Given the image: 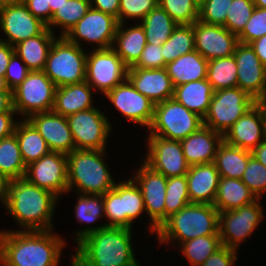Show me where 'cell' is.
Here are the masks:
<instances>
[{
	"mask_svg": "<svg viewBox=\"0 0 266 266\" xmlns=\"http://www.w3.org/2000/svg\"><path fill=\"white\" fill-rule=\"evenodd\" d=\"M65 243L54 230H0V259L8 266H59Z\"/></svg>",
	"mask_w": 266,
	"mask_h": 266,
	"instance_id": "cell-1",
	"label": "cell"
},
{
	"mask_svg": "<svg viewBox=\"0 0 266 266\" xmlns=\"http://www.w3.org/2000/svg\"><path fill=\"white\" fill-rule=\"evenodd\" d=\"M132 230L106 227L91 233L70 254L71 266H141L135 258Z\"/></svg>",
	"mask_w": 266,
	"mask_h": 266,
	"instance_id": "cell-2",
	"label": "cell"
},
{
	"mask_svg": "<svg viewBox=\"0 0 266 266\" xmlns=\"http://www.w3.org/2000/svg\"><path fill=\"white\" fill-rule=\"evenodd\" d=\"M58 200L52 192L21 178L10 180L5 208L20 226L19 231L53 230Z\"/></svg>",
	"mask_w": 266,
	"mask_h": 266,
	"instance_id": "cell-3",
	"label": "cell"
},
{
	"mask_svg": "<svg viewBox=\"0 0 266 266\" xmlns=\"http://www.w3.org/2000/svg\"><path fill=\"white\" fill-rule=\"evenodd\" d=\"M218 222L219 211L213 204L190 203L160 226L157 240L160 245L172 242L179 245L200 236L219 235Z\"/></svg>",
	"mask_w": 266,
	"mask_h": 266,
	"instance_id": "cell-4",
	"label": "cell"
},
{
	"mask_svg": "<svg viewBox=\"0 0 266 266\" xmlns=\"http://www.w3.org/2000/svg\"><path fill=\"white\" fill-rule=\"evenodd\" d=\"M105 153L106 149H75L67 154V193L75 190L81 194L103 195L114 188L116 182L104 161Z\"/></svg>",
	"mask_w": 266,
	"mask_h": 266,
	"instance_id": "cell-5",
	"label": "cell"
},
{
	"mask_svg": "<svg viewBox=\"0 0 266 266\" xmlns=\"http://www.w3.org/2000/svg\"><path fill=\"white\" fill-rule=\"evenodd\" d=\"M86 57L84 47L57 36L43 71L56 87L80 83L85 81Z\"/></svg>",
	"mask_w": 266,
	"mask_h": 266,
	"instance_id": "cell-6",
	"label": "cell"
},
{
	"mask_svg": "<svg viewBox=\"0 0 266 266\" xmlns=\"http://www.w3.org/2000/svg\"><path fill=\"white\" fill-rule=\"evenodd\" d=\"M102 196L107 227L132 229L134 221L146 211L141 189L132 178L115 183Z\"/></svg>",
	"mask_w": 266,
	"mask_h": 266,
	"instance_id": "cell-7",
	"label": "cell"
},
{
	"mask_svg": "<svg viewBox=\"0 0 266 266\" xmlns=\"http://www.w3.org/2000/svg\"><path fill=\"white\" fill-rule=\"evenodd\" d=\"M201 126L203 118L171 98L155 104L154 118L148 135L181 141Z\"/></svg>",
	"mask_w": 266,
	"mask_h": 266,
	"instance_id": "cell-8",
	"label": "cell"
},
{
	"mask_svg": "<svg viewBox=\"0 0 266 266\" xmlns=\"http://www.w3.org/2000/svg\"><path fill=\"white\" fill-rule=\"evenodd\" d=\"M257 104L239 87L214 91L203 125L224 135L227 130Z\"/></svg>",
	"mask_w": 266,
	"mask_h": 266,
	"instance_id": "cell-9",
	"label": "cell"
},
{
	"mask_svg": "<svg viewBox=\"0 0 266 266\" xmlns=\"http://www.w3.org/2000/svg\"><path fill=\"white\" fill-rule=\"evenodd\" d=\"M56 86L44 71H30L12 90L13 109L28 119L31 115L52 111Z\"/></svg>",
	"mask_w": 266,
	"mask_h": 266,
	"instance_id": "cell-10",
	"label": "cell"
},
{
	"mask_svg": "<svg viewBox=\"0 0 266 266\" xmlns=\"http://www.w3.org/2000/svg\"><path fill=\"white\" fill-rule=\"evenodd\" d=\"M260 199L242 207L219 212L218 232L223 246L238 250L264 219Z\"/></svg>",
	"mask_w": 266,
	"mask_h": 266,
	"instance_id": "cell-11",
	"label": "cell"
},
{
	"mask_svg": "<svg viewBox=\"0 0 266 266\" xmlns=\"http://www.w3.org/2000/svg\"><path fill=\"white\" fill-rule=\"evenodd\" d=\"M128 67L112 49H92L87 52L85 81L105 95L127 79Z\"/></svg>",
	"mask_w": 266,
	"mask_h": 266,
	"instance_id": "cell-12",
	"label": "cell"
},
{
	"mask_svg": "<svg viewBox=\"0 0 266 266\" xmlns=\"http://www.w3.org/2000/svg\"><path fill=\"white\" fill-rule=\"evenodd\" d=\"M75 149L105 150L112 126L97 107L66 117Z\"/></svg>",
	"mask_w": 266,
	"mask_h": 266,
	"instance_id": "cell-13",
	"label": "cell"
},
{
	"mask_svg": "<svg viewBox=\"0 0 266 266\" xmlns=\"http://www.w3.org/2000/svg\"><path fill=\"white\" fill-rule=\"evenodd\" d=\"M140 168L135 171L132 179L141 189L145 210L150 218L149 232L152 235L165 222V198L167 177L154 171L144 162H141Z\"/></svg>",
	"mask_w": 266,
	"mask_h": 266,
	"instance_id": "cell-14",
	"label": "cell"
},
{
	"mask_svg": "<svg viewBox=\"0 0 266 266\" xmlns=\"http://www.w3.org/2000/svg\"><path fill=\"white\" fill-rule=\"evenodd\" d=\"M118 24L114 16L90 8L65 37L80 47L81 39L97 45L92 49H108L112 47Z\"/></svg>",
	"mask_w": 266,
	"mask_h": 266,
	"instance_id": "cell-15",
	"label": "cell"
},
{
	"mask_svg": "<svg viewBox=\"0 0 266 266\" xmlns=\"http://www.w3.org/2000/svg\"><path fill=\"white\" fill-rule=\"evenodd\" d=\"M24 178L29 183L52 192L60 199L68 190L67 155L50 151L26 166Z\"/></svg>",
	"mask_w": 266,
	"mask_h": 266,
	"instance_id": "cell-16",
	"label": "cell"
},
{
	"mask_svg": "<svg viewBox=\"0 0 266 266\" xmlns=\"http://www.w3.org/2000/svg\"><path fill=\"white\" fill-rule=\"evenodd\" d=\"M147 154L144 163L165 177L183 176L190 165L184 157L180 140H169L159 136L148 135Z\"/></svg>",
	"mask_w": 266,
	"mask_h": 266,
	"instance_id": "cell-17",
	"label": "cell"
},
{
	"mask_svg": "<svg viewBox=\"0 0 266 266\" xmlns=\"http://www.w3.org/2000/svg\"><path fill=\"white\" fill-rule=\"evenodd\" d=\"M46 24L27 9L22 1L0 6V29L7 39L0 38L11 46L39 35Z\"/></svg>",
	"mask_w": 266,
	"mask_h": 266,
	"instance_id": "cell-18",
	"label": "cell"
},
{
	"mask_svg": "<svg viewBox=\"0 0 266 266\" xmlns=\"http://www.w3.org/2000/svg\"><path fill=\"white\" fill-rule=\"evenodd\" d=\"M104 96L127 120L149 129L154 118L155 103L137 91L127 79Z\"/></svg>",
	"mask_w": 266,
	"mask_h": 266,
	"instance_id": "cell-19",
	"label": "cell"
},
{
	"mask_svg": "<svg viewBox=\"0 0 266 266\" xmlns=\"http://www.w3.org/2000/svg\"><path fill=\"white\" fill-rule=\"evenodd\" d=\"M233 55L237 64V87L256 101L266 98V67L250 44L239 42Z\"/></svg>",
	"mask_w": 266,
	"mask_h": 266,
	"instance_id": "cell-20",
	"label": "cell"
},
{
	"mask_svg": "<svg viewBox=\"0 0 266 266\" xmlns=\"http://www.w3.org/2000/svg\"><path fill=\"white\" fill-rule=\"evenodd\" d=\"M193 25L195 50L206 60L232 56L239 43L238 36L224 26L197 20Z\"/></svg>",
	"mask_w": 266,
	"mask_h": 266,
	"instance_id": "cell-21",
	"label": "cell"
},
{
	"mask_svg": "<svg viewBox=\"0 0 266 266\" xmlns=\"http://www.w3.org/2000/svg\"><path fill=\"white\" fill-rule=\"evenodd\" d=\"M28 120L46 141L50 151L69 154L75 150L67 118L53 111L36 113Z\"/></svg>",
	"mask_w": 266,
	"mask_h": 266,
	"instance_id": "cell-22",
	"label": "cell"
},
{
	"mask_svg": "<svg viewBox=\"0 0 266 266\" xmlns=\"http://www.w3.org/2000/svg\"><path fill=\"white\" fill-rule=\"evenodd\" d=\"M127 80L155 104L173 98L175 87L166 68H128Z\"/></svg>",
	"mask_w": 266,
	"mask_h": 266,
	"instance_id": "cell-23",
	"label": "cell"
},
{
	"mask_svg": "<svg viewBox=\"0 0 266 266\" xmlns=\"http://www.w3.org/2000/svg\"><path fill=\"white\" fill-rule=\"evenodd\" d=\"M263 140H265L264 117L258 104L241 116L223 135V141L230 146L249 151Z\"/></svg>",
	"mask_w": 266,
	"mask_h": 266,
	"instance_id": "cell-24",
	"label": "cell"
},
{
	"mask_svg": "<svg viewBox=\"0 0 266 266\" xmlns=\"http://www.w3.org/2000/svg\"><path fill=\"white\" fill-rule=\"evenodd\" d=\"M186 180L191 203L214 204L220 180L214 162L190 166Z\"/></svg>",
	"mask_w": 266,
	"mask_h": 266,
	"instance_id": "cell-25",
	"label": "cell"
},
{
	"mask_svg": "<svg viewBox=\"0 0 266 266\" xmlns=\"http://www.w3.org/2000/svg\"><path fill=\"white\" fill-rule=\"evenodd\" d=\"M223 135L205 125L180 141L187 163L192 165L212 163Z\"/></svg>",
	"mask_w": 266,
	"mask_h": 266,
	"instance_id": "cell-26",
	"label": "cell"
},
{
	"mask_svg": "<svg viewBox=\"0 0 266 266\" xmlns=\"http://www.w3.org/2000/svg\"><path fill=\"white\" fill-rule=\"evenodd\" d=\"M92 89L86 81L56 87L52 111L67 117L77 112L94 108Z\"/></svg>",
	"mask_w": 266,
	"mask_h": 266,
	"instance_id": "cell-27",
	"label": "cell"
},
{
	"mask_svg": "<svg viewBox=\"0 0 266 266\" xmlns=\"http://www.w3.org/2000/svg\"><path fill=\"white\" fill-rule=\"evenodd\" d=\"M134 25L129 28L125 23H119L111 47L128 68L138 61L147 43L142 25Z\"/></svg>",
	"mask_w": 266,
	"mask_h": 266,
	"instance_id": "cell-28",
	"label": "cell"
},
{
	"mask_svg": "<svg viewBox=\"0 0 266 266\" xmlns=\"http://www.w3.org/2000/svg\"><path fill=\"white\" fill-rule=\"evenodd\" d=\"M56 37V34L46 27L39 35L14 45V51L30 71H42Z\"/></svg>",
	"mask_w": 266,
	"mask_h": 266,
	"instance_id": "cell-29",
	"label": "cell"
},
{
	"mask_svg": "<svg viewBox=\"0 0 266 266\" xmlns=\"http://www.w3.org/2000/svg\"><path fill=\"white\" fill-rule=\"evenodd\" d=\"M167 74L174 87L201 79H206L208 60L193 50L166 64Z\"/></svg>",
	"mask_w": 266,
	"mask_h": 266,
	"instance_id": "cell-30",
	"label": "cell"
},
{
	"mask_svg": "<svg viewBox=\"0 0 266 266\" xmlns=\"http://www.w3.org/2000/svg\"><path fill=\"white\" fill-rule=\"evenodd\" d=\"M213 93L208 80L201 79L176 86L173 98L188 110L204 118L208 112Z\"/></svg>",
	"mask_w": 266,
	"mask_h": 266,
	"instance_id": "cell-31",
	"label": "cell"
},
{
	"mask_svg": "<svg viewBox=\"0 0 266 266\" xmlns=\"http://www.w3.org/2000/svg\"><path fill=\"white\" fill-rule=\"evenodd\" d=\"M76 196L77 203L74 207L76 220L77 222L82 224H90V226L88 227L86 226L85 228L77 230L74 239L76 241V244H78L91 233L106 228L107 226L106 224L91 226V223H95L97 220L99 221L100 218L105 217L102 195L77 193Z\"/></svg>",
	"mask_w": 266,
	"mask_h": 266,
	"instance_id": "cell-32",
	"label": "cell"
},
{
	"mask_svg": "<svg viewBox=\"0 0 266 266\" xmlns=\"http://www.w3.org/2000/svg\"><path fill=\"white\" fill-rule=\"evenodd\" d=\"M257 199L241 179L220 177L213 205L219 212H222L242 207Z\"/></svg>",
	"mask_w": 266,
	"mask_h": 266,
	"instance_id": "cell-33",
	"label": "cell"
},
{
	"mask_svg": "<svg viewBox=\"0 0 266 266\" xmlns=\"http://www.w3.org/2000/svg\"><path fill=\"white\" fill-rule=\"evenodd\" d=\"M14 134L18 140L21 156L26 166L50 152L46 141L28 119H21V122L18 120Z\"/></svg>",
	"mask_w": 266,
	"mask_h": 266,
	"instance_id": "cell-34",
	"label": "cell"
},
{
	"mask_svg": "<svg viewBox=\"0 0 266 266\" xmlns=\"http://www.w3.org/2000/svg\"><path fill=\"white\" fill-rule=\"evenodd\" d=\"M251 156V151L232 147L223 141L217 149L214 163L220 177L242 179Z\"/></svg>",
	"mask_w": 266,
	"mask_h": 266,
	"instance_id": "cell-35",
	"label": "cell"
},
{
	"mask_svg": "<svg viewBox=\"0 0 266 266\" xmlns=\"http://www.w3.org/2000/svg\"><path fill=\"white\" fill-rule=\"evenodd\" d=\"M140 24L145 32L146 42L159 46L169 39L178 25L159 5L147 14Z\"/></svg>",
	"mask_w": 266,
	"mask_h": 266,
	"instance_id": "cell-36",
	"label": "cell"
},
{
	"mask_svg": "<svg viewBox=\"0 0 266 266\" xmlns=\"http://www.w3.org/2000/svg\"><path fill=\"white\" fill-rule=\"evenodd\" d=\"M0 172L10 180L24 178L26 165L14 133L0 140Z\"/></svg>",
	"mask_w": 266,
	"mask_h": 266,
	"instance_id": "cell-37",
	"label": "cell"
},
{
	"mask_svg": "<svg viewBox=\"0 0 266 266\" xmlns=\"http://www.w3.org/2000/svg\"><path fill=\"white\" fill-rule=\"evenodd\" d=\"M90 8V0H66L53 14L46 27L56 33L53 27L58 26L61 29L59 36H65Z\"/></svg>",
	"mask_w": 266,
	"mask_h": 266,
	"instance_id": "cell-38",
	"label": "cell"
},
{
	"mask_svg": "<svg viewBox=\"0 0 266 266\" xmlns=\"http://www.w3.org/2000/svg\"><path fill=\"white\" fill-rule=\"evenodd\" d=\"M206 79L213 91L237 87V64L234 55L208 60Z\"/></svg>",
	"mask_w": 266,
	"mask_h": 266,
	"instance_id": "cell-39",
	"label": "cell"
},
{
	"mask_svg": "<svg viewBox=\"0 0 266 266\" xmlns=\"http://www.w3.org/2000/svg\"><path fill=\"white\" fill-rule=\"evenodd\" d=\"M178 246H181V253L191 266H200L223 245L219 235H207L180 243Z\"/></svg>",
	"mask_w": 266,
	"mask_h": 266,
	"instance_id": "cell-40",
	"label": "cell"
},
{
	"mask_svg": "<svg viewBox=\"0 0 266 266\" xmlns=\"http://www.w3.org/2000/svg\"><path fill=\"white\" fill-rule=\"evenodd\" d=\"M195 50L193 25H177L169 39L162 45V55L167 64L181 55Z\"/></svg>",
	"mask_w": 266,
	"mask_h": 266,
	"instance_id": "cell-41",
	"label": "cell"
},
{
	"mask_svg": "<svg viewBox=\"0 0 266 266\" xmlns=\"http://www.w3.org/2000/svg\"><path fill=\"white\" fill-rule=\"evenodd\" d=\"M186 175L167 178L165 221L174 213L190 204Z\"/></svg>",
	"mask_w": 266,
	"mask_h": 266,
	"instance_id": "cell-42",
	"label": "cell"
},
{
	"mask_svg": "<svg viewBox=\"0 0 266 266\" xmlns=\"http://www.w3.org/2000/svg\"><path fill=\"white\" fill-rule=\"evenodd\" d=\"M178 25H191L199 19V7L194 0H158Z\"/></svg>",
	"mask_w": 266,
	"mask_h": 266,
	"instance_id": "cell-43",
	"label": "cell"
},
{
	"mask_svg": "<svg viewBox=\"0 0 266 266\" xmlns=\"http://www.w3.org/2000/svg\"><path fill=\"white\" fill-rule=\"evenodd\" d=\"M254 9L253 0H233L228 9L224 27L238 36L243 31Z\"/></svg>",
	"mask_w": 266,
	"mask_h": 266,
	"instance_id": "cell-44",
	"label": "cell"
},
{
	"mask_svg": "<svg viewBox=\"0 0 266 266\" xmlns=\"http://www.w3.org/2000/svg\"><path fill=\"white\" fill-rule=\"evenodd\" d=\"M242 182L261 199L266 193V167L251 156L242 176Z\"/></svg>",
	"mask_w": 266,
	"mask_h": 266,
	"instance_id": "cell-45",
	"label": "cell"
},
{
	"mask_svg": "<svg viewBox=\"0 0 266 266\" xmlns=\"http://www.w3.org/2000/svg\"><path fill=\"white\" fill-rule=\"evenodd\" d=\"M157 6L158 0H120L118 23L127 24V19H135L137 22H141Z\"/></svg>",
	"mask_w": 266,
	"mask_h": 266,
	"instance_id": "cell-46",
	"label": "cell"
},
{
	"mask_svg": "<svg viewBox=\"0 0 266 266\" xmlns=\"http://www.w3.org/2000/svg\"><path fill=\"white\" fill-rule=\"evenodd\" d=\"M233 0H206L199 7V19L210 25L224 26L227 12Z\"/></svg>",
	"mask_w": 266,
	"mask_h": 266,
	"instance_id": "cell-47",
	"label": "cell"
},
{
	"mask_svg": "<svg viewBox=\"0 0 266 266\" xmlns=\"http://www.w3.org/2000/svg\"><path fill=\"white\" fill-rule=\"evenodd\" d=\"M266 35V9L255 7L243 31L238 35L240 43L251 42Z\"/></svg>",
	"mask_w": 266,
	"mask_h": 266,
	"instance_id": "cell-48",
	"label": "cell"
},
{
	"mask_svg": "<svg viewBox=\"0 0 266 266\" xmlns=\"http://www.w3.org/2000/svg\"><path fill=\"white\" fill-rule=\"evenodd\" d=\"M162 46L146 43L140 58L130 68L159 69L165 68Z\"/></svg>",
	"mask_w": 266,
	"mask_h": 266,
	"instance_id": "cell-49",
	"label": "cell"
},
{
	"mask_svg": "<svg viewBox=\"0 0 266 266\" xmlns=\"http://www.w3.org/2000/svg\"><path fill=\"white\" fill-rule=\"evenodd\" d=\"M29 72L30 70L27 65L16 53H14L9 61L5 74L6 83L10 90L12 91L20 85Z\"/></svg>",
	"mask_w": 266,
	"mask_h": 266,
	"instance_id": "cell-50",
	"label": "cell"
},
{
	"mask_svg": "<svg viewBox=\"0 0 266 266\" xmlns=\"http://www.w3.org/2000/svg\"><path fill=\"white\" fill-rule=\"evenodd\" d=\"M237 253L234 249L222 246L200 266H233L238 259Z\"/></svg>",
	"mask_w": 266,
	"mask_h": 266,
	"instance_id": "cell-51",
	"label": "cell"
},
{
	"mask_svg": "<svg viewBox=\"0 0 266 266\" xmlns=\"http://www.w3.org/2000/svg\"><path fill=\"white\" fill-rule=\"evenodd\" d=\"M33 16L39 18L46 25L51 20L50 0H21Z\"/></svg>",
	"mask_w": 266,
	"mask_h": 266,
	"instance_id": "cell-52",
	"label": "cell"
},
{
	"mask_svg": "<svg viewBox=\"0 0 266 266\" xmlns=\"http://www.w3.org/2000/svg\"><path fill=\"white\" fill-rule=\"evenodd\" d=\"M15 115L16 112H0V140L14 133L18 122L17 119H14Z\"/></svg>",
	"mask_w": 266,
	"mask_h": 266,
	"instance_id": "cell-53",
	"label": "cell"
},
{
	"mask_svg": "<svg viewBox=\"0 0 266 266\" xmlns=\"http://www.w3.org/2000/svg\"><path fill=\"white\" fill-rule=\"evenodd\" d=\"M90 5L91 8L110 14L118 20L120 0H90Z\"/></svg>",
	"mask_w": 266,
	"mask_h": 266,
	"instance_id": "cell-54",
	"label": "cell"
},
{
	"mask_svg": "<svg viewBox=\"0 0 266 266\" xmlns=\"http://www.w3.org/2000/svg\"><path fill=\"white\" fill-rule=\"evenodd\" d=\"M14 53V46L0 41V76H5L7 66Z\"/></svg>",
	"mask_w": 266,
	"mask_h": 266,
	"instance_id": "cell-55",
	"label": "cell"
},
{
	"mask_svg": "<svg viewBox=\"0 0 266 266\" xmlns=\"http://www.w3.org/2000/svg\"><path fill=\"white\" fill-rule=\"evenodd\" d=\"M250 46L253 48L261 63L266 67V35L251 42Z\"/></svg>",
	"mask_w": 266,
	"mask_h": 266,
	"instance_id": "cell-56",
	"label": "cell"
},
{
	"mask_svg": "<svg viewBox=\"0 0 266 266\" xmlns=\"http://www.w3.org/2000/svg\"><path fill=\"white\" fill-rule=\"evenodd\" d=\"M0 112H16L13 109L12 91H0Z\"/></svg>",
	"mask_w": 266,
	"mask_h": 266,
	"instance_id": "cell-57",
	"label": "cell"
},
{
	"mask_svg": "<svg viewBox=\"0 0 266 266\" xmlns=\"http://www.w3.org/2000/svg\"><path fill=\"white\" fill-rule=\"evenodd\" d=\"M252 156L266 167V140L261 141L252 151Z\"/></svg>",
	"mask_w": 266,
	"mask_h": 266,
	"instance_id": "cell-58",
	"label": "cell"
},
{
	"mask_svg": "<svg viewBox=\"0 0 266 266\" xmlns=\"http://www.w3.org/2000/svg\"><path fill=\"white\" fill-rule=\"evenodd\" d=\"M10 179L0 172V202L5 207Z\"/></svg>",
	"mask_w": 266,
	"mask_h": 266,
	"instance_id": "cell-59",
	"label": "cell"
},
{
	"mask_svg": "<svg viewBox=\"0 0 266 266\" xmlns=\"http://www.w3.org/2000/svg\"><path fill=\"white\" fill-rule=\"evenodd\" d=\"M66 0H50L51 18Z\"/></svg>",
	"mask_w": 266,
	"mask_h": 266,
	"instance_id": "cell-60",
	"label": "cell"
},
{
	"mask_svg": "<svg viewBox=\"0 0 266 266\" xmlns=\"http://www.w3.org/2000/svg\"><path fill=\"white\" fill-rule=\"evenodd\" d=\"M257 104L262 109V114H263V117H264L265 140H266V98L258 100Z\"/></svg>",
	"mask_w": 266,
	"mask_h": 266,
	"instance_id": "cell-61",
	"label": "cell"
},
{
	"mask_svg": "<svg viewBox=\"0 0 266 266\" xmlns=\"http://www.w3.org/2000/svg\"><path fill=\"white\" fill-rule=\"evenodd\" d=\"M0 91H11L6 83L5 76H0Z\"/></svg>",
	"mask_w": 266,
	"mask_h": 266,
	"instance_id": "cell-62",
	"label": "cell"
},
{
	"mask_svg": "<svg viewBox=\"0 0 266 266\" xmlns=\"http://www.w3.org/2000/svg\"><path fill=\"white\" fill-rule=\"evenodd\" d=\"M255 7L266 9V0H253Z\"/></svg>",
	"mask_w": 266,
	"mask_h": 266,
	"instance_id": "cell-63",
	"label": "cell"
},
{
	"mask_svg": "<svg viewBox=\"0 0 266 266\" xmlns=\"http://www.w3.org/2000/svg\"><path fill=\"white\" fill-rule=\"evenodd\" d=\"M18 1H21V0H0V6L14 3V2H18Z\"/></svg>",
	"mask_w": 266,
	"mask_h": 266,
	"instance_id": "cell-64",
	"label": "cell"
},
{
	"mask_svg": "<svg viewBox=\"0 0 266 266\" xmlns=\"http://www.w3.org/2000/svg\"><path fill=\"white\" fill-rule=\"evenodd\" d=\"M194 2L200 7L206 2V0H194Z\"/></svg>",
	"mask_w": 266,
	"mask_h": 266,
	"instance_id": "cell-65",
	"label": "cell"
},
{
	"mask_svg": "<svg viewBox=\"0 0 266 266\" xmlns=\"http://www.w3.org/2000/svg\"><path fill=\"white\" fill-rule=\"evenodd\" d=\"M0 266H8L4 261L0 259Z\"/></svg>",
	"mask_w": 266,
	"mask_h": 266,
	"instance_id": "cell-66",
	"label": "cell"
}]
</instances>
